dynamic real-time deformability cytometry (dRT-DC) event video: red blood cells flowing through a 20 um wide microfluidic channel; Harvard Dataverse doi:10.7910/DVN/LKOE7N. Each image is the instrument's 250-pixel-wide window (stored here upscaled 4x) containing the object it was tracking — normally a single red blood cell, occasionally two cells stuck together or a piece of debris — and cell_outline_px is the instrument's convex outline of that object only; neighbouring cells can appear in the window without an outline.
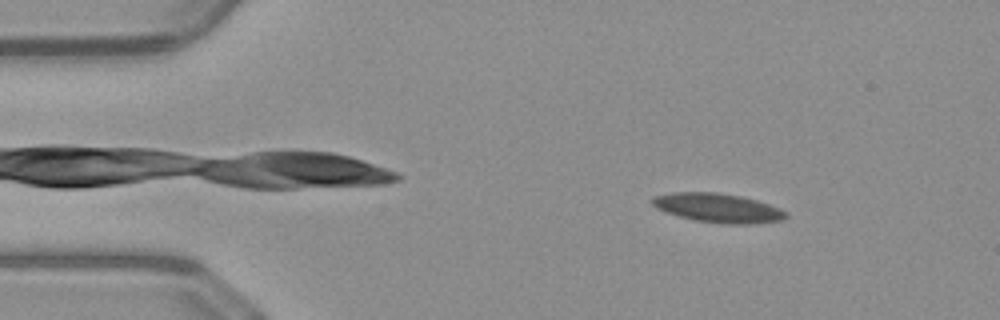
{"species": "common noctule bat (a hibernating species)", "species_latin": "Nyctalus noctula", "temperature_condition": "warm", "stored_images_in_passage": 51, "camera_frame_rate_fps": 3000, "um_per_image_px": 0.085, "animal": {"sex": "male", "body_mass_g": 23.1, "forearm_length_mm": 52.7}, "frame": {"image": 1, "passage_image": 7, "time_ms": 2.0, "image_size_px": [1000, 320], "cell_outline_px": [[788, 216], [780, 220], [748, 224], [728, 224], [696, 220], [680, 216], [668, 212], [652, 204], [652, 200], [656, 196], [676, 192], [716, 192], [740, 196], [756, 200], [768, 204], [788, 212]], "centroid_in_image_um": [61.07, 17.67], "position_along_channel_um": 23.9, "area_um2": 22.08}}
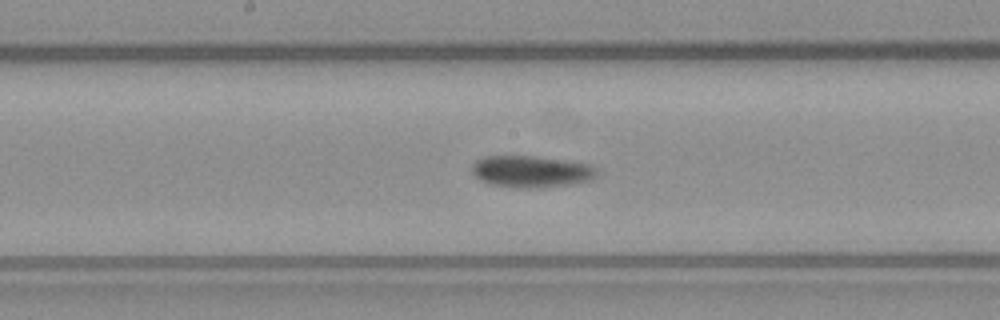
{"frame": {"image": 2, "passage_image": 26, "time_ms": 8.333, "image_size_px": [1000, 320], "cell_outline_px": [[596, 172], [592, 180], [568, 184], [540, 188], [512, 188], [492, 184], [480, 180], [472, 172], [472, 164], [476, 160], [484, 156], [532, 156], [568, 160], [588, 164]], "centroid_in_image_um": [45.1, 14.58], "position_along_channel_um": 203.1, "area_um2": 23.0}}
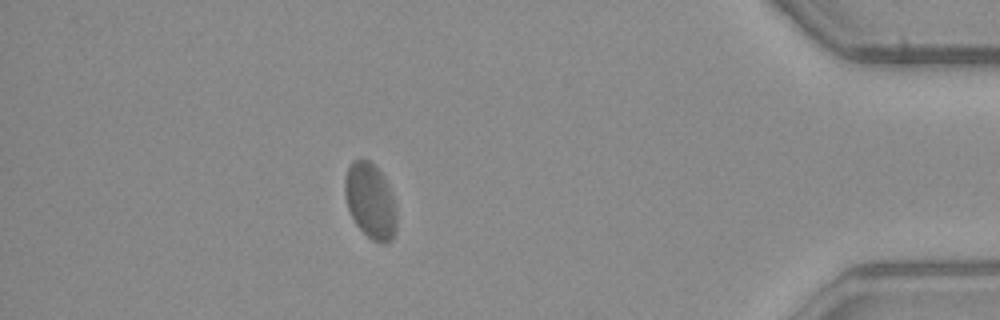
{"frame": {"image": 3, "passage_image": 45, "time_ms": 14.667, "image_size_px": [1000, 320], "cell_outline_px": [[396, 228], [392, 236], [384, 244], [380, 244], [372, 240], [356, 224], [348, 208], [344, 196], [344, 180], [348, 168], [352, 160], [368, 160], [380, 172], [392, 196], [396, 212]], "centroid_in_image_um": [31.45, 17.09], "position_along_channel_um": 403.8, "area_um2": 22.25}, "authors_computed_cell_mechanics": {"area_um2": 22.1952, "velocity_mm_per_s": 3.9703, "shape_relaxation_time_tau1_ms": null, "shape_relaxation_time_tau2_ms": 1.1129, "deformation_change_tau1": null, "deformation_change_tau2": 0.0277}}